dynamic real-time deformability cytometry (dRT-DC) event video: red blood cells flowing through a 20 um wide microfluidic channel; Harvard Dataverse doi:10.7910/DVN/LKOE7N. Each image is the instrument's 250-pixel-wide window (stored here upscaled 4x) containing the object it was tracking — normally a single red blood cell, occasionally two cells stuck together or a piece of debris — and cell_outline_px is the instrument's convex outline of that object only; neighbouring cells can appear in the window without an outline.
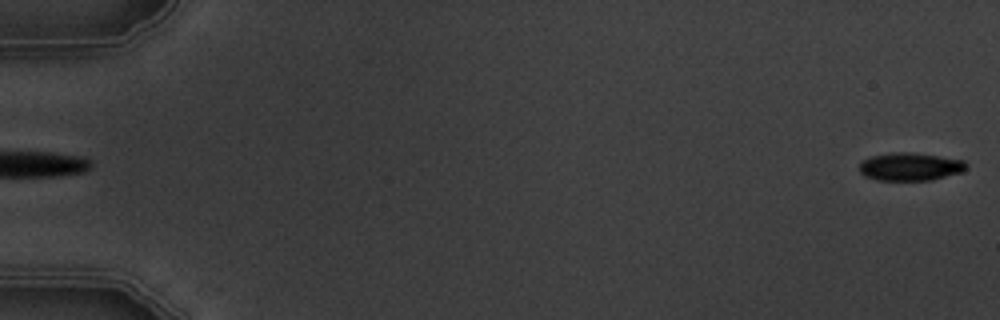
{"species": "common noctule bat (a hibernating species)", "species_latin": "Nyctalus noctula", "temperature_condition": "warm", "stored_images_in_passage": 5, "segment_of_instrument_passage": [2, 2], "camera_frame_rate_fps": 3000, "um_per_image_px": 0.085, "animal": {"sex": "male", "body_mass_g": 19.5, "forearm_length_mm": 54.6}, "frame": {"image": 1, "passage_image": 5, "time_ms": 5.667, "image_size_px": [1000, 320], "cell_outline_px": [[968, 168], [964, 172], [932, 180], [876, 180], [864, 176], [860, 172], [860, 160], [872, 156], [892, 152], [912, 152], [964, 160], [968, 164]], "centroid_in_image_um": [77.39, 14.17], "position_along_channel_um": 7.6, "area_um2": 17.69}}